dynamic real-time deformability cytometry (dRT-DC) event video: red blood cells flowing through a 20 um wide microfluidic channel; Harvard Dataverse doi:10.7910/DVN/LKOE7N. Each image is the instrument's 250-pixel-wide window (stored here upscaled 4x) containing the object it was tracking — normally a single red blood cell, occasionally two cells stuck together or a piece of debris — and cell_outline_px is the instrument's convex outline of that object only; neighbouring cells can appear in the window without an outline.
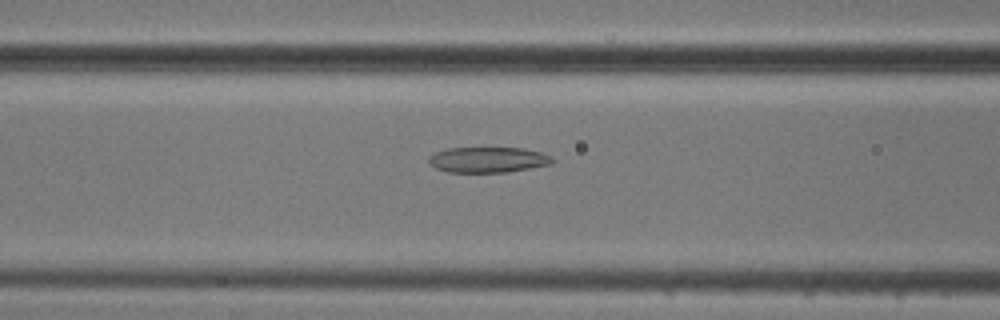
{"species": "common noctule bat (a hibernating species)", "species_latin": "Nyctalus noctula", "temperature_condition": "cold", "stored_images_in_passage": 44, "camera_frame_rate_fps": 3000, "um_per_image_px": 0.085, "animal": {"sex": "male", "body_mass_g": 20.5, "forearm_length_mm": 52.5}, "frame": {"image": 1, "passage_image": 12, "time_ms": 3.667, "image_size_px": [1000, 320], "cell_outline_px": [[556, 160], [552, 164], [508, 172], [448, 172], [436, 168], [428, 164], [428, 156], [436, 152], [448, 148], [524, 148], [540, 152], [552, 156]], "centroid_in_image_um": [41.49, 13.58], "position_along_channel_um": 125.1, "area_um2": 18.55}}
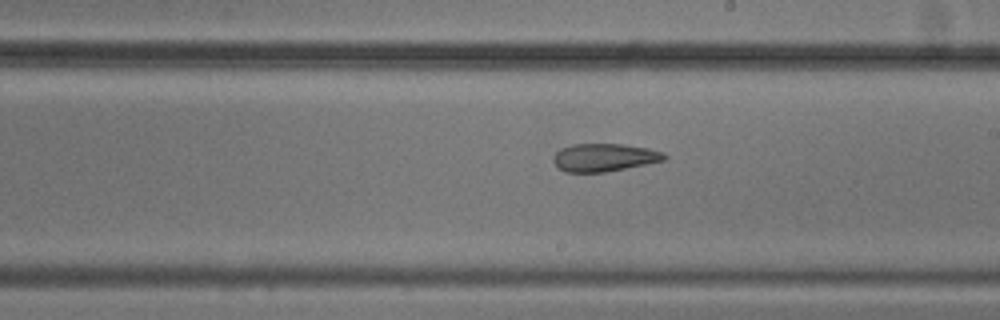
{"frame": {"image": 2, "passage_image": 21, "time_ms": 6.667, "image_size_px": [1000, 320], "cell_outline_px": [[668, 156], [664, 160], [604, 172], [564, 172], [552, 160], [552, 156], [560, 148], [572, 144], [624, 144], [648, 148], [664, 152]], "centroid_in_image_um": [51.33, 13.37], "position_along_channel_um": 237.7, "area_um2": 17.98}}
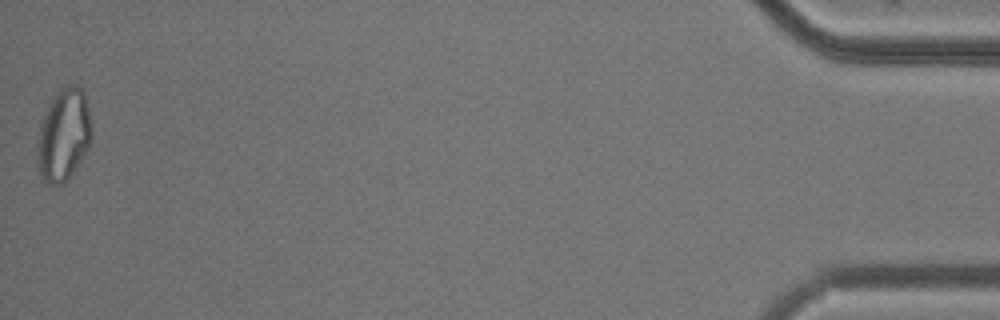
{"frame": {"image": 3, "passage_image": 44, "time_ms": 14.333, "image_size_px": [1000, 320], "cell_outline_px": [[92, 136], [88, 148], [72, 172], [60, 184], [48, 184], [40, 176], [36, 160], [36, 144], [40, 128], [48, 104], [56, 92], [64, 84], [76, 84], [84, 92], [92, 124]], "centroid_in_image_um": [5.4, 11.43], "position_along_channel_um": 429.8, "area_um2": 29.25}, "authors_computed_cell_mechanics": {"area_um2": 20.1433, "velocity_mm_per_s": 3.751, "shape_relaxation_time_tau1_ms": null, "shape_relaxation_time_tau2_ms": 5.2387, "deformation_change_tau1": null, "deformation_change_tau2": 0.1594}}